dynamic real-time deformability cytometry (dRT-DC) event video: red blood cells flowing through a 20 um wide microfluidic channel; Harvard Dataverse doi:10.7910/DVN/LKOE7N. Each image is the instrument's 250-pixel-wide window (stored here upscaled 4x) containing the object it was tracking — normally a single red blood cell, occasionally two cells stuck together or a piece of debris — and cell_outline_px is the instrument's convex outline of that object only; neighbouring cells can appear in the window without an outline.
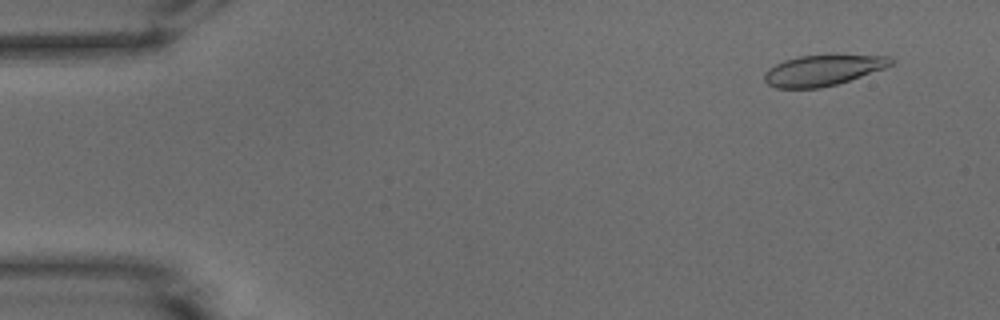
{"species": "common noctule bat (a hibernating species)", "species_latin": "Nyctalus noctula", "temperature_condition": "warm", "stored_images_in_passage": 52, "camera_frame_rate_fps": 3000, "um_per_image_px": 0.085, "animal": {"sex": "male", "body_mass_g": 15.6}, "frame": {"image": 1, "passage_image": 4, "time_ms": 1.0, "image_size_px": [1000, 320], "cell_outline_px": [[896, 60], [892, 64], [884, 68], [836, 84], [820, 88], [776, 88], [768, 84], [764, 80], [764, 72], [768, 68], [784, 60], [796, 56], [892, 56]], "centroid_in_image_um": [69.9, 5.98], "position_along_channel_um": 15.1, "area_um2": 22.25}}
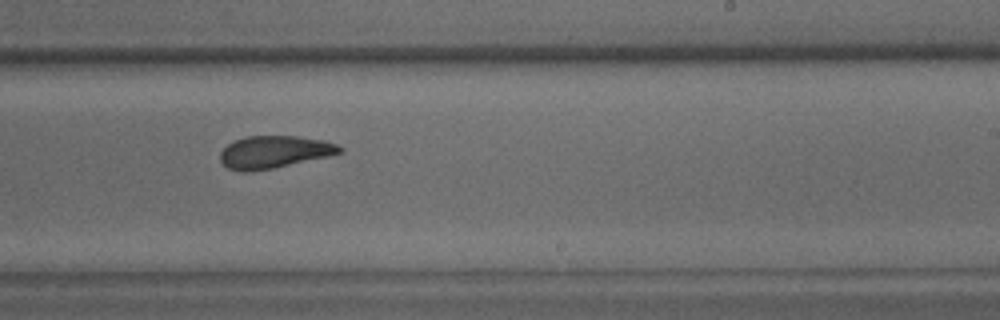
{"frame": {"image": 2, "passage_image": 32, "time_ms": 10.333, "image_size_px": [1000, 320], "cell_outline_px": [[344, 152], [328, 156], [272, 168], [248, 172], [240, 172], [228, 168], [220, 160], [220, 152], [228, 144], [236, 140], [248, 136], [296, 136], [324, 140], [336, 144], [344, 148]], "centroid_in_image_um": [23.31, 12.92], "position_along_channel_um": 265.7, "area_um2": 22.43}}
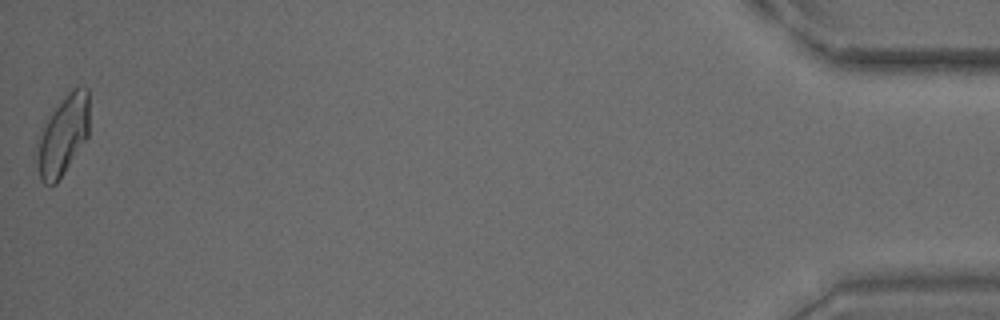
{"frame": {"image": 3, "passage_image": 52, "time_ms": 17.0, "image_size_px": [1000, 320], "cell_outline_px": [[88, 136], [56, 184], [44, 184], [40, 180], [32, 156], [36, 140], [48, 116], [68, 92], [72, 88], [88, 88]], "centroid_in_image_um": [5.26, 11.57], "position_along_channel_um": 429.9, "area_um2": 24.74}, "authors_computed_cell_mechanics": {"area_um2": 23.5824, "velocity_mm_per_s": 3.8679, "shape_relaxation_time_tau1_ms": 5.6977, "shape_relaxation_time_tau2_ms": 1.9511, "deformation_change_tau1": 0.1644, "deformation_change_tau2": 0.0828}}